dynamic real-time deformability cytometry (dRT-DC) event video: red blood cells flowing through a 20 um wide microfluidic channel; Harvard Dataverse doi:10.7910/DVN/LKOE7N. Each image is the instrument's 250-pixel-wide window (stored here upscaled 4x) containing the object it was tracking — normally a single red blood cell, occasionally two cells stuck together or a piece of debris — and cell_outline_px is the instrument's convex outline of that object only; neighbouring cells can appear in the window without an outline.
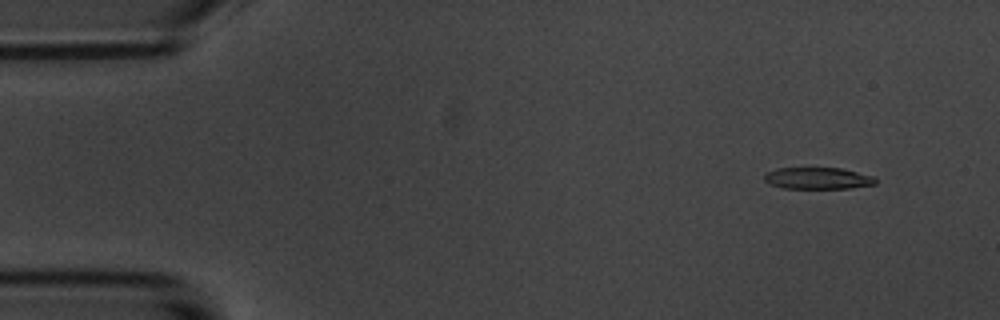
{"species": "common noctule bat (a hibernating species)", "species_latin": "Nyctalus noctula", "temperature_condition": "room temperature", "stored_images_in_passage": 12, "camera_frame_rate_fps": 3000, "um_per_image_px": 0.085, "animal": {"sex": "male", "body_mass_g": 20.1, "forearm_length_mm": 53.5}, "frame": {"image": 1, "passage_image": 5, "time_ms": 1.333, "image_size_px": [1000, 320], "cell_outline_px": [[876, 184], [848, 188], [784, 188], [772, 184], [764, 180], [764, 176], [768, 172], [776, 168], [840, 168], [876, 176]], "centroid_in_image_um": [69.56, 15.14], "position_along_channel_um": 15.4, "area_um2": 13.93}}